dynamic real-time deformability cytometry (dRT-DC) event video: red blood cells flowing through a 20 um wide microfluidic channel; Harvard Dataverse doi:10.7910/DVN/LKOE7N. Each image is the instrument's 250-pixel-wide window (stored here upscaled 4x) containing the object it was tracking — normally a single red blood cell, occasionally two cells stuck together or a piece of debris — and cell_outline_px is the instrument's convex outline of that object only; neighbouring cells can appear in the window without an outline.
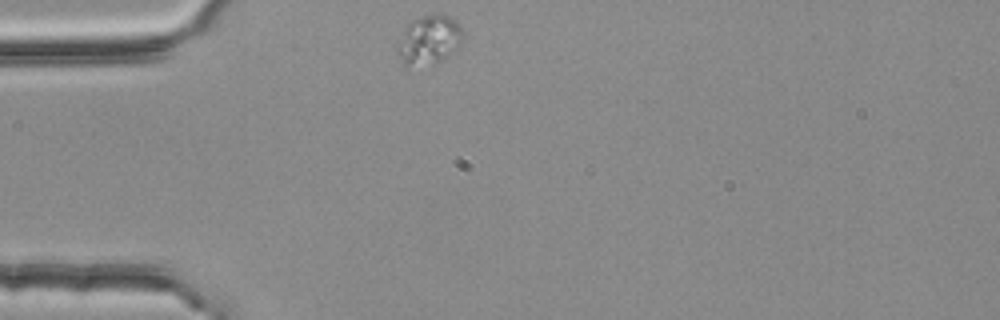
{"species": "common noctule bat (a hibernating species)", "species_latin": "Nyctalus noctula", "temperature_condition": "room temperature", "stored_images_in_passage": 1, "camera_frame_rate_fps": 3000, "um_per_image_px": 0.085, "animal": {"sex": "female", "body_mass_g": 25.1}, "frame": {"image": 1, "passage_image": 1, "time_ms": 0.0, "image_size_px": [1000, 320], "cell_outline_px": [[464, 40], [456, 48], [440, 60], [432, 64], [408, 72], [404, 68], [396, 52], [396, 48], [404, 28], [412, 20], [432, 12], [440, 12], [456, 20], [464, 32]], "centroid_in_image_um": [36.42, 3.43], "position_along_channel_um": 48.6, "area_um2": 19.71}}